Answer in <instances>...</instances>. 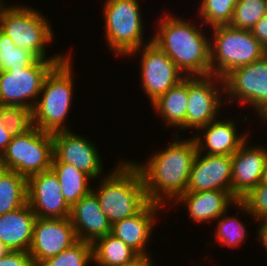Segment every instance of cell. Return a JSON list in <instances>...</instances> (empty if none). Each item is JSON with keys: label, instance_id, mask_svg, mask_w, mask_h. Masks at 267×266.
I'll list each match as a JSON object with an SVG mask.
<instances>
[{"label": "cell", "instance_id": "cell-1", "mask_svg": "<svg viewBox=\"0 0 267 266\" xmlns=\"http://www.w3.org/2000/svg\"><path fill=\"white\" fill-rule=\"evenodd\" d=\"M178 137L177 133L167 147L151 154L146 162L131 160L141 172L148 201L164 207L186 192L198 153L193 136L180 140Z\"/></svg>", "mask_w": 267, "mask_h": 266}, {"label": "cell", "instance_id": "cell-2", "mask_svg": "<svg viewBox=\"0 0 267 266\" xmlns=\"http://www.w3.org/2000/svg\"><path fill=\"white\" fill-rule=\"evenodd\" d=\"M153 34L156 44L178 67L185 77L211 75L210 37L201 25L180 16L164 13ZM198 27V28H197Z\"/></svg>", "mask_w": 267, "mask_h": 266}, {"label": "cell", "instance_id": "cell-3", "mask_svg": "<svg viewBox=\"0 0 267 266\" xmlns=\"http://www.w3.org/2000/svg\"><path fill=\"white\" fill-rule=\"evenodd\" d=\"M99 183L92 191L112 225L137 214L149 202L141 172L130 160H120Z\"/></svg>", "mask_w": 267, "mask_h": 266}, {"label": "cell", "instance_id": "cell-4", "mask_svg": "<svg viewBox=\"0 0 267 266\" xmlns=\"http://www.w3.org/2000/svg\"><path fill=\"white\" fill-rule=\"evenodd\" d=\"M69 53L45 77L40 96L32 110L34 127L46 133L72 131L65 122L72 107L75 88L73 58Z\"/></svg>", "mask_w": 267, "mask_h": 266}, {"label": "cell", "instance_id": "cell-5", "mask_svg": "<svg viewBox=\"0 0 267 266\" xmlns=\"http://www.w3.org/2000/svg\"><path fill=\"white\" fill-rule=\"evenodd\" d=\"M1 31L10 37L17 47L25 48L38 59L63 60L68 53L54 54L49 57L47 45L52 43L54 30L50 20L39 9L22 5H8L4 9Z\"/></svg>", "mask_w": 267, "mask_h": 266}, {"label": "cell", "instance_id": "cell-6", "mask_svg": "<svg viewBox=\"0 0 267 266\" xmlns=\"http://www.w3.org/2000/svg\"><path fill=\"white\" fill-rule=\"evenodd\" d=\"M211 30V75L223 79L233 69L249 65L267 54L251 30L230 25L215 26Z\"/></svg>", "mask_w": 267, "mask_h": 266}, {"label": "cell", "instance_id": "cell-7", "mask_svg": "<svg viewBox=\"0 0 267 266\" xmlns=\"http://www.w3.org/2000/svg\"><path fill=\"white\" fill-rule=\"evenodd\" d=\"M102 7L104 38L112 53L127 58L132 51L152 41V38L144 40L139 0H104Z\"/></svg>", "mask_w": 267, "mask_h": 266}, {"label": "cell", "instance_id": "cell-8", "mask_svg": "<svg viewBox=\"0 0 267 266\" xmlns=\"http://www.w3.org/2000/svg\"><path fill=\"white\" fill-rule=\"evenodd\" d=\"M53 156L52 134L33 127L24 135L12 137L0 157V168L15 171L28 178L50 170Z\"/></svg>", "mask_w": 267, "mask_h": 266}, {"label": "cell", "instance_id": "cell-9", "mask_svg": "<svg viewBox=\"0 0 267 266\" xmlns=\"http://www.w3.org/2000/svg\"><path fill=\"white\" fill-rule=\"evenodd\" d=\"M225 103L251 106L258 118L267 119V54L229 72L224 78Z\"/></svg>", "mask_w": 267, "mask_h": 266}, {"label": "cell", "instance_id": "cell-10", "mask_svg": "<svg viewBox=\"0 0 267 266\" xmlns=\"http://www.w3.org/2000/svg\"><path fill=\"white\" fill-rule=\"evenodd\" d=\"M61 61L37 58L26 68L0 72V105L22 106L33 110L45 77Z\"/></svg>", "mask_w": 267, "mask_h": 266}, {"label": "cell", "instance_id": "cell-11", "mask_svg": "<svg viewBox=\"0 0 267 266\" xmlns=\"http://www.w3.org/2000/svg\"><path fill=\"white\" fill-rule=\"evenodd\" d=\"M142 51V53H141ZM141 88L151 104L170 88L185 78L175 63L152 41L132 51L129 56L140 54ZM134 55V56H133Z\"/></svg>", "mask_w": 267, "mask_h": 266}, {"label": "cell", "instance_id": "cell-12", "mask_svg": "<svg viewBox=\"0 0 267 266\" xmlns=\"http://www.w3.org/2000/svg\"><path fill=\"white\" fill-rule=\"evenodd\" d=\"M223 93V94H222ZM224 81L214 75L188 77V105L185 131L196 132L217 119L221 106L225 103Z\"/></svg>", "mask_w": 267, "mask_h": 266}, {"label": "cell", "instance_id": "cell-13", "mask_svg": "<svg viewBox=\"0 0 267 266\" xmlns=\"http://www.w3.org/2000/svg\"><path fill=\"white\" fill-rule=\"evenodd\" d=\"M52 139L54 157L59 162L73 165L93 181L105 176L103 160L96 143L73 130L54 133Z\"/></svg>", "mask_w": 267, "mask_h": 266}, {"label": "cell", "instance_id": "cell-14", "mask_svg": "<svg viewBox=\"0 0 267 266\" xmlns=\"http://www.w3.org/2000/svg\"><path fill=\"white\" fill-rule=\"evenodd\" d=\"M78 241L70 218H39L33 226L32 242L29 249L34 266L53 257Z\"/></svg>", "mask_w": 267, "mask_h": 266}, {"label": "cell", "instance_id": "cell-15", "mask_svg": "<svg viewBox=\"0 0 267 266\" xmlns=\"http://www.w3.org/2000/svg\"><path fill=\"white\" fill-rule=\"evenodd\" d=\"M27 204L39 218H69L71 207L63 197L60 182L50 169L27 178Z\"/></svg>", "mask_w": 267, "mask_h": 266}, {"label": "cell", "instance_id": "cell-16", "mask_svg": "<svg viewBox=\"0 0 267 266\" xmlns=\"http://www.w3.org/2000/svg\"><path fill=\"white\" fill-rule=\"evenodd\" d=\"M220 190L232 192V158L198 152L186 192Z\"/></svg>", "mask_w": 267, "mask_h": 266}, {"label": "cell", "instance_id": "cell-17", "mask_svg": "<svg viewBox=\"0 0 267 266\" xmlns=\"http://www.w3.org/2000/svg\"><path fill=\"white\" fill-rule=\"evenodd\" d=\"M249 138L231 156L232 194L240 200L252 188L261 183L267 162V149L264 146H248Z\"/></svg>", "mask_w": 267, "mask_h": 266}, {"label": "cell", "instance_id": "cell-18", "mask_svg": "<svg viewBox=\"0 0 267 266\" xmlns=\"http://www.w3.org/2000/svg\"><path fill=\"white\" fill-rule=\"evenodd\" d=\"M163 208L165 207L162 205L148 202L137 214L115 222L111 234L122 240L139 256L152 258L147 249L153 239L151 235L157 221L156 215Z\"/></svg>", "mask_w": 267, "mask_h": 266}, {"label": "cell", "instance_id": "cell-19", "mask_svg": "<svg viewBox=\"0 0 267 266\" xmlns=\"http://www.w3.org/2000/svg\"><path fill=\"white\" fill-rule=\"evenodd\" d=\"M225 119L222 120L218 117V119L201 127L195 135H191L196 141L198 152L209 155L232 156L250 138L247 132L238 134L236 119ZM199 132L203 134L201 135Z\"/></svg>", "mask_w": 267, "mask_h": 266}, {"label": "cell", "instance_id": "cell-20", "mask_svg": "<svg viewBox=\"0 0 267 266\" xmlns=\"http://www.w3.org/2000/svg\"><path fill=\"white\" fill-rule=\"evenodd\" d=\"M70 220L78 240L93 243L111 233L112 224L103 213L96 194L91 190L71 207Z\"/></svg>", "mask_w": 267, "mask_h": 266}, {"label": "cell", "instance_id": "cell-21", "mask_svg": "<svg viewBox=\"0 0 267 266\" xmlns=\"http://www.w3.org/2000/svg\"><path fill=\"white\" fill-rule=\"evenodd\" d=\"M239 200L232 192L209 190L202 192H185L173 205H184L191 221L201 224L214 222ZM176 203V204H175ZM180 203V204H179Z\"/></svg>", "mask_w": 267, "mask_h": 266}, {"label": "cell", "instance_id": "cell-22", "mask_svg": "<svg viewBox=\"0 0 267 266\" xmlns=\"http://www.w3.org/2000/svg\"><path fill=\"white\" fill-rule=\"evenodd\" d=\"M36 218L28 204L0 215V241L10 251L29 252Z\"/></svg>", "mask_w": 267, "mask_h": 266}, {"label": "cell", "instance_id": "cell-23", "mask_svg": "<svg viewBox=\"0 0 267 266\" xmlns=\"http://www.w3.org/2000/svg\"><path fill=\"white\" fill-rule=\"evenodd\" d=\"M188 77L170 88L151 105L158 118H161L166 127H176L184 130L188 105ZM166 122V123H165Z\"/></svg>", "mask_w": 267, "mask_h": 266}, {"label": "cell", "instance_id": "cell-24", "mask_svg": "<svg viewBox=\"0 0 267 266\" xmlns=\"http://www.w3.org/2000/svg\"><path fill=\"white\" fill-rule=\"evenodd\" d=\"M51 170L56 174L63 197L70 207L92 190L89 181L93 182V180L87 174L71 164L59 162L54 156Z\"/></svg>", "mask_w": 267, "mask_h": 266}, {"label": "cell", "instance_id": "cell-25", "mask_svg": "<svg viewBox=\"0 0 267 266\" xmlns=\"http://www.w3.org/2000/svg\"><path fill=\"white\" fill-rule=\"evenodd\" d=\"M91 245L95 266H123L139 257L133 249L111 233L98 238Z\"/></svg>", "mask_w": 267, "mask_h": 266}, {"label": "cell", "instance_id": "cell-26", "mask_svg": "<svg viewBox=\"0 0 267 266\" xmlns=\"http://www.w3.org/2000/svg\"><path fill=\"white\" fill-rule=\"evenodd\" d=\"M27 204V178L0 168V215Z\"/></svg>", "mask_w": 267, "mask_h": 266}, {"label": "cell", "instance_id": "cell-27", "mask_svg": "<svg viewBox=\"0 0 267 266\" xmlns=\"http://www.w3.org/2000/svg\"><path fill=\"white\" fill-rule=\"evenodd\" d=\"M239 0H200L197 15L205 27L229 25L234 14V7Z\"/></svg>", "mask_w": 267, "mask_h": 266}, {"label": "cell", "instance_id": "cell-28", "mask_svg": "<svg viewBox=\"0 0 267 266\" xmlns=\"http://www.w3.org/2000/svg\"><path fill=\"white\" fill-rule=\"evenodd\" d=\"M36 59L33 53L17 47L10 37L0 31V72L26 68Z\"/></svg>", "mask_w": 267, "mask_h": 266}, {"label": "cell", "instance_id": "cell-29", "mask_svg": "<svg viewBox=\"0 0 267 266\" xmlns=\"http://www.w3.org/2000/svg\"><path fill=\"white\" fill-rule=\"evenodd\" d=\"M225 212L216 221L214 237L221 246H228V248H237L242 245L247 237L246 224L240 221L239 214L235 216L227 215ZM223 216V217H222Z\"/></svg>", "mask_w": 267, "mask_h": 266}, {"label": "cell", "instance_id": "cell-30", "mask_svg": "<svg viewBox=\"0 0 267 266\" xmlns=\"http://www.w3.org/2000/svg\"><path fill=\"white\" fill-rule=\"evenodd\" d=\"M267 14V0H239L234 7L233 28L251 30Z\"/></svg>", "mask_w": 267, "mask_h": 266}, {"label": "cell", "instance_id": "cell-31", "mask_svg": "<svg viewBox=\"0 0 267 266\" xmlns=\"http://www.w3.org/2000/svg\"><path fill=\"white\" fill-rule=\"evenodd\" d=\"M93 262L92 245L78 240L59 254L45 259L38 266H89Z\"/></svg>", "mask_w": 267, "mask_h": 266}, {"label": "cell", "instance_id": "cell-32", "mask_svg": "<svg viewBox=\"0 0 267 266\" xmlns=\"http://www.w3.org/2000/svg\"><path fill=\"white\" fill-rule=\"evenodd\" d=\"M235 209L244 214L251 215L259 225L267 223V185L260 183L252 188L235 205Z\"/></svg>", "mask_w": 267, "mask_h": 266}, {"label": "cell", "instance_id": "cell-33", "mask_svg": "<svg viewBox=\"0 0 267 266\" xmlns=\"http://www.w3.org/2000/svg\"><path fill=\"white\" fill-rule=\"evenodd\" d=\"M1 111L4 124L12 136L24 135L34 127L29 108L1 105Z\"/></svg>", "mask_w": 267, "mask_h": 266}, {"label": "cell", "instance_id": "cell-34", "mask_svg": "<svg viewBox=\"0 0 267 266\" xmlns=\"http://www.w3.org/2000/svg\"><path fill=\"white\" fill-rule=\"evenodd\" d=\"M0 266H34L29 252L10 251L0 258Z\"/></svg>", "mask_w": 267, "mask_h": 266}, {"label": "cell", "instance_id": "cell-35", "mask_svg": "<svg viewBox=\"0 0 267 266\" xmlns=\"http://www.w3.org/2000/svg\"><path fill=\"white\" fill-rule=\"evenodd\" d=\"M252 35L261 43L267 51V14L263 16L251 29Z\"/></svg>", "mask_w": 267, "mask_h": 266}, {"label": "cell", "instance_id": "cell-36", "mask_svg": "<svg viewBox=\"0 0 267 266\" xmlns=\"http://www.w3.org/2000/svg\"><path fill=\"white\" fill-rule=\"evenodd\" d=\"M12 137L13 136L11 135V133L8 131V129L4 124L1 105H0V157L4 154L8 144L11 142Z\"/></svg>", "mask_w": 267, "mask_h": 266}, {"label": "cell", "instance_id": "cell-37", "mask_svg": "<svg viewBox=\"0 0 267 266\" xmlns=\"http://www.w3.org/2000/svg\"><path fill=\"white\" fill-rule=\"evenodd\" d=\"M259 243L265 248L267 253V223L261 224L257 228V235Z\"/></svg>", "mask_w": 267, "mask_h": 266}, {"label": "cell", "instance_id": "cell-38", "mask_svg": "<svg viewBox=\"0 0 267 266\" xmlns=\"http://www.w3.org/2000/svg\"><path fill=\"white\" fill-rule=\"evenodd\" d=\"M153 258L139 256L135 261L125 264L123 266H155Z\"/></svg>", "mask_w": 267, "mask_h": 266}, {"label": "cell", "instance_id": "cell-39", "mask_svg": "<svg viewBox=\"0 0 267 266\" xmlns=\"http://www.w3.org/2000/svg\"><path fill=\"white\" fill-rule=\"evenodd\" d=\"M5 1H0V31H1V22H2V17L4 14V9L9 5L7 2L4 3Z\"/></svg>", "mask_w": 267, "mask_h": 266}, {"label": "cell", "instance_id": "cell-40", "mask_svg": "<svg viewBox=\"0 0 267 266\" xmlns=\"http://www.w3.org/2000/svg\"><path fill=\"white\" fill-rule=\"evenodd\" d=\"M10 250L0 241V258L7 255Z\"/></svg>", "mask_w": 267, "mask_h": 266}, {"label": "cell", "instance_id": "cell-41", "mask_svg": "<svg viewBox=\"0 0 267 266\" xmlns=\"http://www.w3.org/2000/svg\"><path fill=\"white\" fill-rule=\"evenodd\" d=\"M261 183L267 185V162L263 171Z\"/></svg>", "mask_w": 267, "mask_h": 266}]
</instances>
